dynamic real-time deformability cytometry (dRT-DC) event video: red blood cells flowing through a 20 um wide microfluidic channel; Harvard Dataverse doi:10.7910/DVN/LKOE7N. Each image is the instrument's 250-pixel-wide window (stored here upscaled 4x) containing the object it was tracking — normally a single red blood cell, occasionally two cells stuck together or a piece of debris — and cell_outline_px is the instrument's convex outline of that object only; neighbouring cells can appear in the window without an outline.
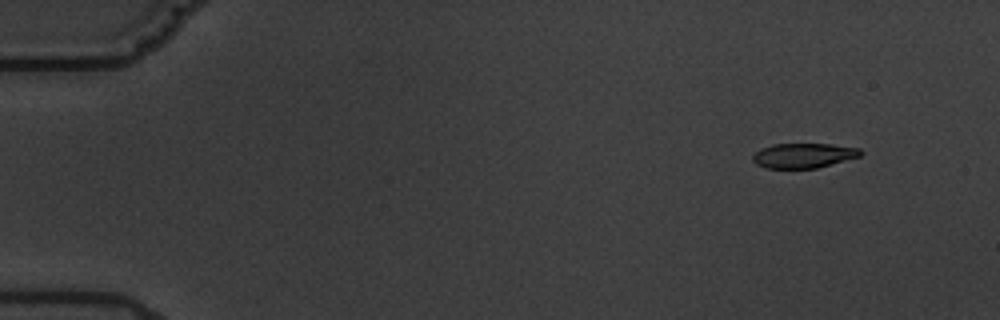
{"species": "common noctule bat (a hibernating species)", "species_latin": "Nyctalus noctula", "temperature_condition": "warm", "stored_images_in_passage": 5, "segment_of_instrument_passage": [2, 2], "camera_frame_rate_fps": 3000, "um_per_image_px": 0.085, "animal": {"sex": "male", "body_mass_g": 19.5, "forearm_length_mm": 54.6}, "frame": {"image": 1, "passage_image": 5, "time_ms": 6.667, "image_size_px": [1000, 320], "cell_outline_px": [[864, 152], [860, 156], [816, 168], [764, 168], [756, 164], [752, 160], [752, 156], [760, 148], [772, 144], [832, 144], [860, 148]], "centroid_in_image_um": [68.28, 13.21], "position_along_channel_um": 16.7, "area_um2": 15.61}}